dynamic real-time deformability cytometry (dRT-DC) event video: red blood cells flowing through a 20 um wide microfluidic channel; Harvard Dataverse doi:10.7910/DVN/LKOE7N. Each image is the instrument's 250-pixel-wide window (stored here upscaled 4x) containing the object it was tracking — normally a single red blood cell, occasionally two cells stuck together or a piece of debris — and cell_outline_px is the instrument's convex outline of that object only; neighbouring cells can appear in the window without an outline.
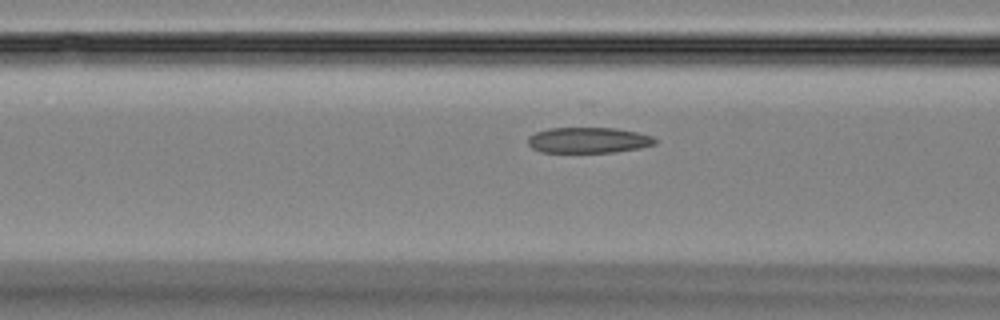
{"species": "Egyptian fruit bat (a non-hibernating species)", "species_latin": "Rousettus aegyptiacus", "temperature_condition": "room temperature", "stored_images_in_passage": 23, "camera_frame_rate_fps": 3000, "um_per_image_px": 0.085, "animal": {"sex": "female"}, "frame": {"image": 1, "passage_image": 17, "time_ms": 5.333, "image_size_px": [1000, 320], "cell_outline_px": [[656, 144], [640, 148], [616, 152], [540, 152], [532, 148], [528, 144], [528, 136], [536, 132], [548, 128], [616, 128], [636, 132], [652, 136], [656, 140]], "centroid_in_image_um": [50.0, 11.92], "position_along_channel_um": 116.6, "area_um2": 19.07}}
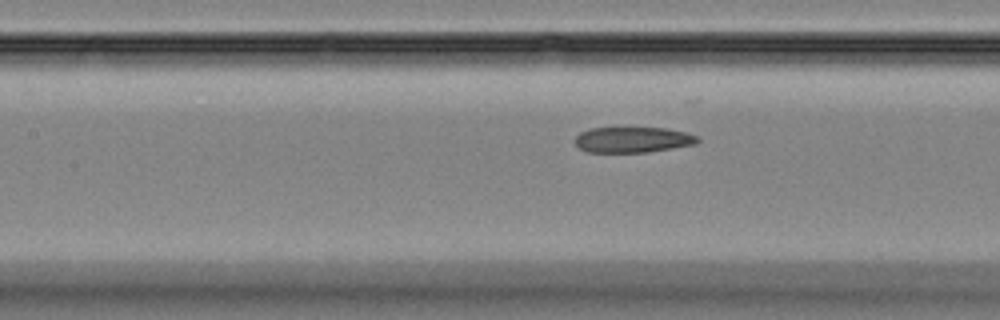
{"frame": {"image": 2, "passage_image": 20, "time_ms": 6.333, "image_size_px": [1000, 320], "cell_outline_px": [[700, 140], [696, 144], [648, 152], [588, 152], [580, 148], [576, 144], [576, 136], [580, 132], [588, 128], [664, 128], [684, 132], [696, 136]], "centroid_in_image_um": [53.77, 11.88], "position_along_channel_um": 153.6, "area_um2": 18.15}}